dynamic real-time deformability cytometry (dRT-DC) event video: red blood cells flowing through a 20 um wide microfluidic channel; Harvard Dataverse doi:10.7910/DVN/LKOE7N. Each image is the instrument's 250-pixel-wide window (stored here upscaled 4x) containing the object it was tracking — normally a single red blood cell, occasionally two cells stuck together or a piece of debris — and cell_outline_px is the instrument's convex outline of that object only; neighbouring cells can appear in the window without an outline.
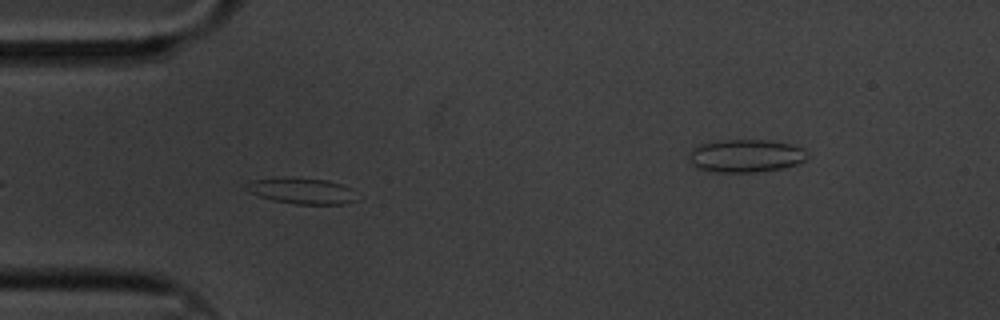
{"species": "common noctule bat (a hibernating species)", "species_latin": "Nyctalus noctula", "temperature_condition": "cold", "stored_images_in_passage": 49, "camera_frame_rate_fps": 3000, "um_per_image_px": 0.085, "animal": {"sex": "male", "body_mass_g": 20.1, "forearm_length_mm": 53.5}, "frame": {"image": 1, "passage_image": 5, "time_ms": 1.333, "image_size_px": [1000, 320], "cell_outline_px": [[356, 200], [344, 204], [296, 204], [276, 200], [260, 196], [248, 192], [244, 188], [244, 184], [252, 180], [328, 180], [352, 188]], "centroid_in_image_um": [25.69, 16.27], "position_along_channel_um": 59.3, "area_um2": 15.78}}
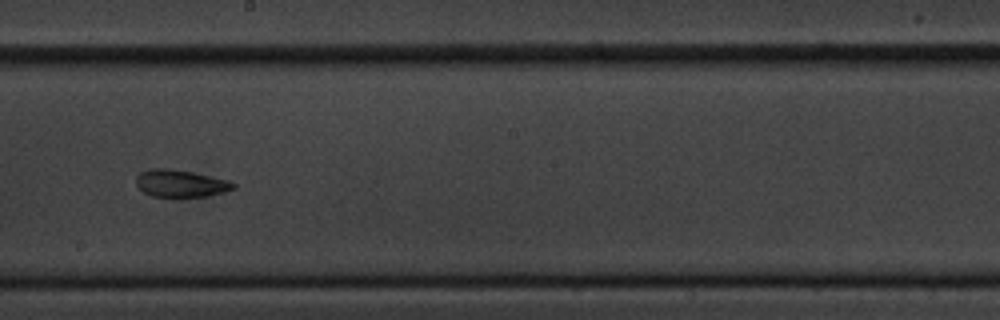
{"frame": {"image": 2, "passage_image": 21, "time_ms": 6.667, "image_size_px": [1000, 320], "cell_outline_px": [[236, 188], [224, 192], [208, 196], [180, 200], [176, 200], [152, 196], [144, 192], [136, 184], [136, 176], [140, 172], [148, 168], [168, 168], [192, 172], [228, 180], [236, 184]], "centroid_in_image_um": [15.34, 15.64], "position_along_channel_um": 232.9, "area_um2": 16.24}}
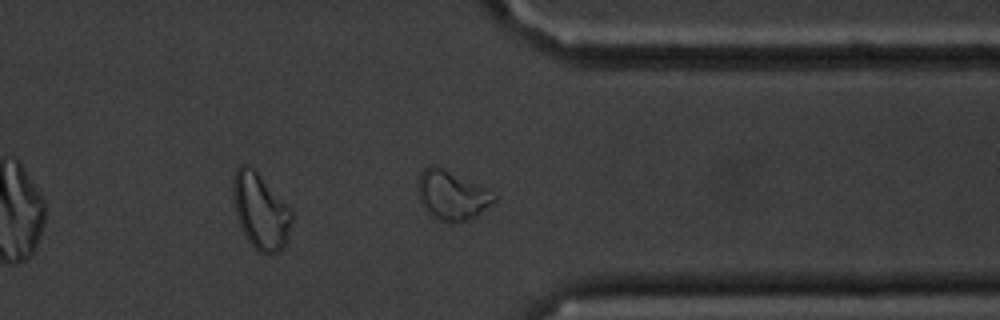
{"frame": {"image": 3, "passage_image": 34, "time_ms": 11.0, "image_size_px": [1000, 320], "cell_outline_px": [[496, 200], [476, 216], [464, 220], [440, 220], [432, 216], [420, 204], [416, 192], [416, 184], [420, 172], [424, 168], [432, 164], [436, 164], [496, 192]], "centroid_in_image_um": [38.37, 16.53], "position_along_channel_um": 373.0, "area_um2": 22.08}, "authors_computed_cell_mechanics": {"area_um2": 16.2418, "velocity_mm_per_s": 3.3042, "shape_relaxation_time_tau1_ms": 5.0583, "shape_relaxation_time_tau2_ms": 3.0082, "deformation_change_tau1": 0.1213, "deformation_change_tau2": 0.086}}